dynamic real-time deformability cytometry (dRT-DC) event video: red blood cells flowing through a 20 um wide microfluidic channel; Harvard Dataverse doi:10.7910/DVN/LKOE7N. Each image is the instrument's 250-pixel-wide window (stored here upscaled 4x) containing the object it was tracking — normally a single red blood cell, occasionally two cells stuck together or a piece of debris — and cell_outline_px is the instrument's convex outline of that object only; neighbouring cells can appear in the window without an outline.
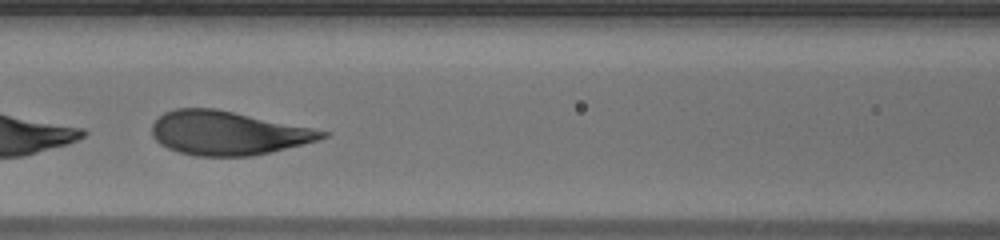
{"species": "human", "species_latin": "Homo sapiens", "temperature_condition": "warm", "stored_images_in_passage": 23, "camera_frame_rate_fps": 3000, "um_per_image_px": 0.085, "donor": {"sex": "male"}, "frame": {"image": 1, "passage_image": 15, "time_ms": 4.667, "image_size_px": [1000, 240], "cell_outline_px": [[332, 132], [328, 136], [316, 140], [272, 152], [252, 156], [196, 156], [180, 152], [168, 148], [160, 144], [152, 136], [152, 124], [164, 112], [176, 108], [216, 108]], "centroid_in_image_um": [19.35, 11.3], "position_along_channel_um": 147.2, "area_um2": 43.41}}
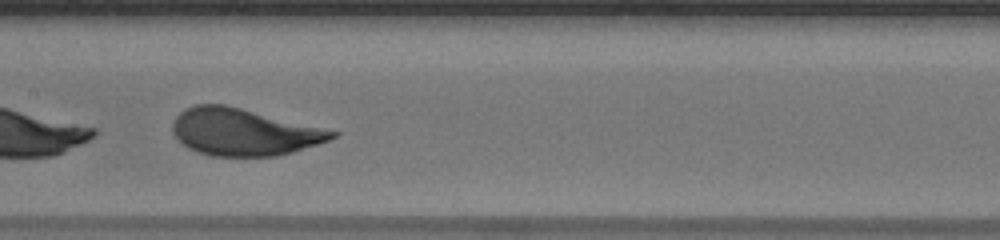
{"frame": {"image": 2, "passage_image": 18, "time_ms": 5.667, "image_size_px": [1000, 240], "cell_outline_px": [[340, 132], [336, 136], [328, 140], [292, 152], [276, 156], [212, 156], [188, 148], [180, 144], [172, 132], [172, 120], [184, 108], [196, 104], [224, 104]], "centroid_in_image_um": [20.64, 11.22], "position_along_channel_um": 186.8, "area_um2": 43.52}}